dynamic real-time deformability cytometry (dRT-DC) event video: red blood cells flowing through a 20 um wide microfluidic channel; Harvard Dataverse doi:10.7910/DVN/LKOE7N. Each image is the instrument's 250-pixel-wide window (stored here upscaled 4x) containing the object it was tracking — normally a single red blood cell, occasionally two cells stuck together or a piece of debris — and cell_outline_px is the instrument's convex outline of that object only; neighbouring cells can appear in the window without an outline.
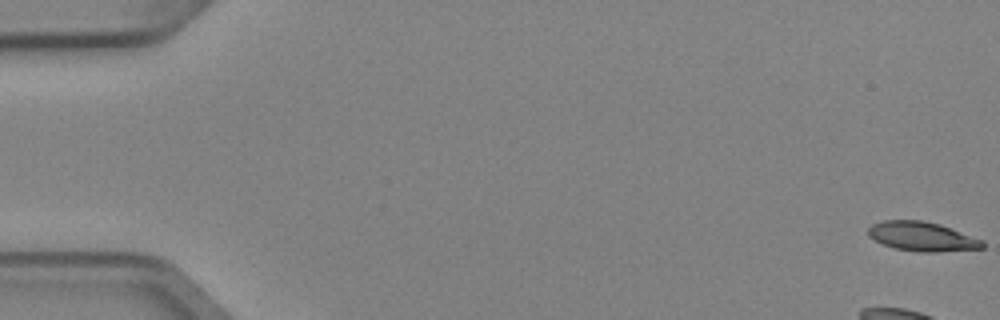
{"species": "Egyptian fruit bat (a non-hibernating species)", "species_latin": "Rousettus aegyptiacus", "temperature_condition": "cold", "stored_images_in_passage": 6, "camera_frame_rate_fps": 3000, "um_per_image_px": 0.085, "animal": {"sex": "female"}, "frame": {"image": 1, "passage_image": 1, "time_ms": 0.0, "image_size_px": [1000, 320], "cell_outline_px": [[984, 248], [936, 252], [920, 252], [896, 248], [884, 244], [868, 236], [868, 228], [872, 224], [884, 220], [920, 220], [940, 224], [984, 240]], "centroid_in_image_um": [78.4, 20.1], "position_along_channel_um": 6.6, "area_um2": 19.42}}